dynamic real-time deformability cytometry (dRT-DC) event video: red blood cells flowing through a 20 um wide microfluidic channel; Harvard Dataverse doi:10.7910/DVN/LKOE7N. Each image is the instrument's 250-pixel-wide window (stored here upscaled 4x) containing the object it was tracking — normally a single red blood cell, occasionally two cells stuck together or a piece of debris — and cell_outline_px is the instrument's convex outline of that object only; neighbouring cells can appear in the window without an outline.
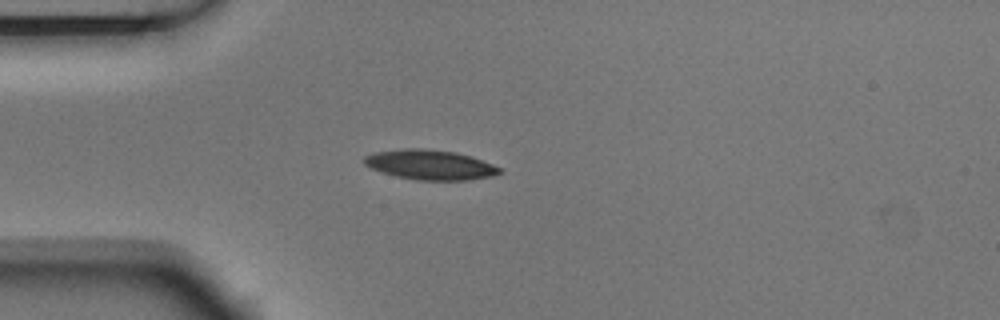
{"species": "Egyptian fruit bat (a non-hibernating species)", "species_latin": "Rousettus aegyptiacus", "temperature_condition": "room temperature", "stored_images_in_passage": 4, "camera_frame_rate_fps": 3000, "um_per_image_px": 0.085, "animal": {"sex": "male"}, "frame": {"image": 1, "passage_image": 4, "time_ms": 1.0, "image_size_px": [1000, 320], "cell_outline_px": [[504, 168], [500, 172], [492, 176], [468, 180], [416, 180], [396, 176], [380, 172], [364, 164], [364, 156], [372, 152], [404, 148], [424, 148], [456, 152], [472, 156]], "centroid_in_image_um": [36.56, 13.99], "position_along_channel_um": 48.4, "area_um2": 23.81}}